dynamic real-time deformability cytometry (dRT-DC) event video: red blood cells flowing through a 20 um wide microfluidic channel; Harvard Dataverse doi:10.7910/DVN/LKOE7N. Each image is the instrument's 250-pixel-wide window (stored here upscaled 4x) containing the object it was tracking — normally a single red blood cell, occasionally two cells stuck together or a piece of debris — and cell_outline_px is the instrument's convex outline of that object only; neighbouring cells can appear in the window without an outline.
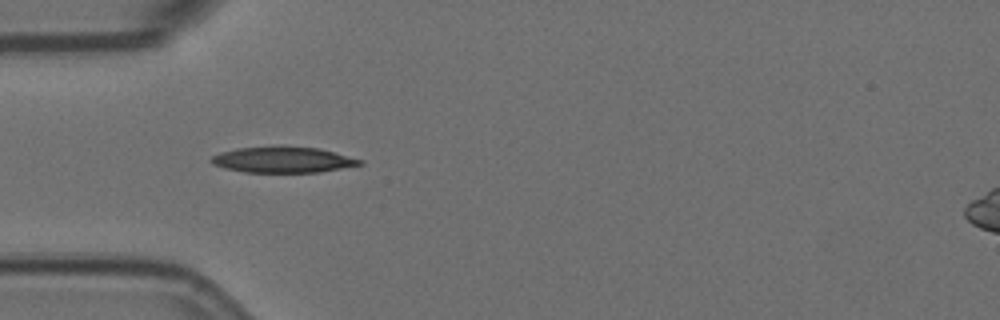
{"species": "Egyptian fruit bat (a non-hibernating species)", "species_latin": "Rousettus aegyptiacus", "temperature_condition": "room temperature", "stored_images_in_passage": 9, "camera_frame_rate_fps": 3000, "um_per_image_px": 0.085, "animal": {"sex": "female"}, "frame": {"image": 1, "passage_image": 3, "time_ms": 0.667, "image_size_px": [1000, 320], "cell_outline_px": [[364, 164], [320, 172], [244, 172], [224, 168], [212, 164], [208, 160], [212, 156], [220, 152], [236, 148], [320, 148], [364, 160]], "centroid_in_image_um": [24.05, 13.6], "position_along_channel_um": 61.0, "area_um2": 21.91}}
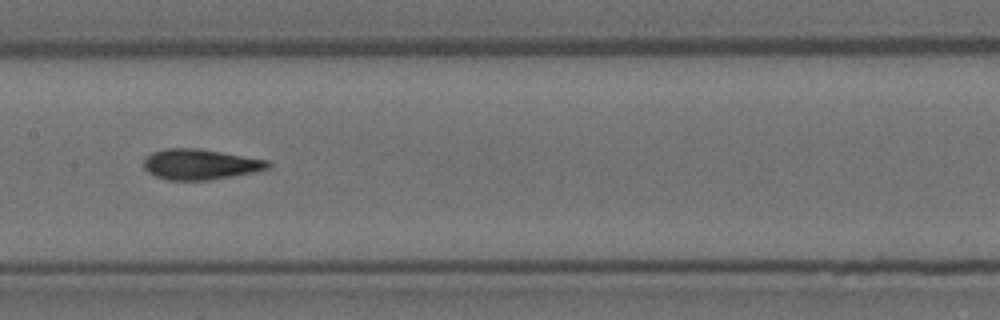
{"frame": {"image": 2, "passage_image": 6, "time_ms": 1.667, "image_size_px": [1000, 320], "cell_outline_px": [[272, 164], [268, 168], [256, 172], [208, 180], [168, 180], [156, 176], [148, 172], [144, 168], [144, 160], [152, 152], [164, 148], [196, 148], [268, 160]], "centroid_in_image_um": [17.02, 13.97], "position_along_channel_um": 190.4, "area_um2": 21.96}}
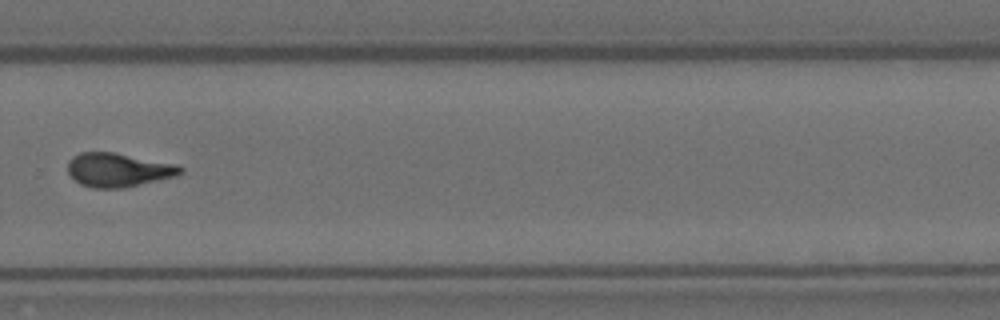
{"frame": {"image": 3, "passage_image": 9, "time_ms": 2.667, "image_size_px": [1000, 320], "cell_outline_px": [[184, 172], [176, 176], [124, 188], [92, 188], [80, 184], [68, 172], [68, 160], [72, 156], [80, 152], [112, 152], [176, 164], [184, 168]], "centroid_in_image_um": [10.05, 14.44], "position_along_channel_um": 319.7, "area_um2": 22.2}}